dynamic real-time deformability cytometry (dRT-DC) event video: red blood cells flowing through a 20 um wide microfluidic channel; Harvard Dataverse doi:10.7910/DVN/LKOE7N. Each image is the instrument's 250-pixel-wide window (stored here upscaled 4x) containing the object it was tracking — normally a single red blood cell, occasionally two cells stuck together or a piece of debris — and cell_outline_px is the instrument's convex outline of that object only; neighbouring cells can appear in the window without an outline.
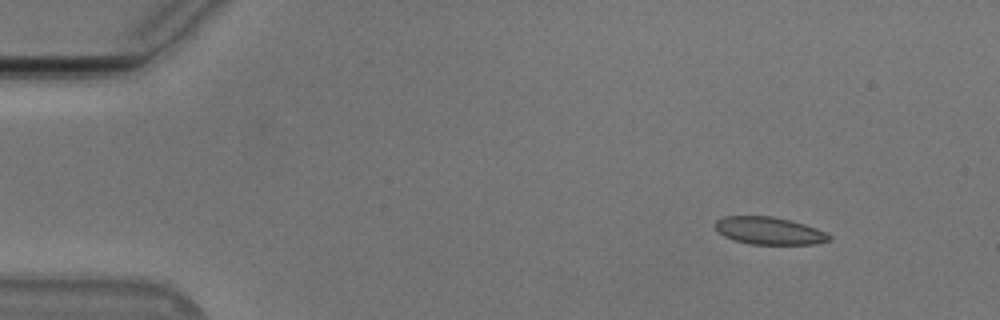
{"species": "Egyptian fruit bat (a non-hibernating species)", "species_latin": "Rousettus aegyptiacus", "temperature_condition": "cold", "stored_images_in_passage": 49, "camera_frame_rate_fps": 3000, "um_per_image_px": 0.085, "animal": {"sex": "male"}, "frame": {"image": 1, "passage_image": 1, "time_ms": 0.0, "image_size_px": [1000, 320], "cell_outline_px": [[832, 240], [816, 244], [748, 244], [732, 240], [716, 232], [712, 224], [716, 220], [724, 216], [772, 216], [792, 220], [816, 228], [832, 236]], "centroid_in_image_um": [65.33, 19.61], "position_along_channel_um": 19.7, "area_um2": 18.61}}
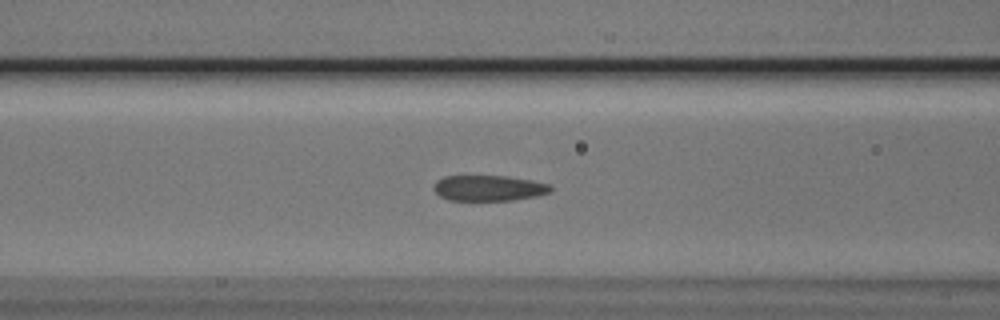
{"frame": {"image": 2, "passage_image": 17, "time_ms": 5.333, "image_size_px": [1000, 320], "cell_outline_px": [[552, 192], [536, 196], [512, 200], [448, 200], [440, 196], [432, 188], [436, 180], [444, 176], [508, 176], [532, 180], [548, 184], [552, 188]], "centroid_in_image_um": [41.53, 15.98], "position_along_channel_um": 125.1, "area_um2": 17.51}}
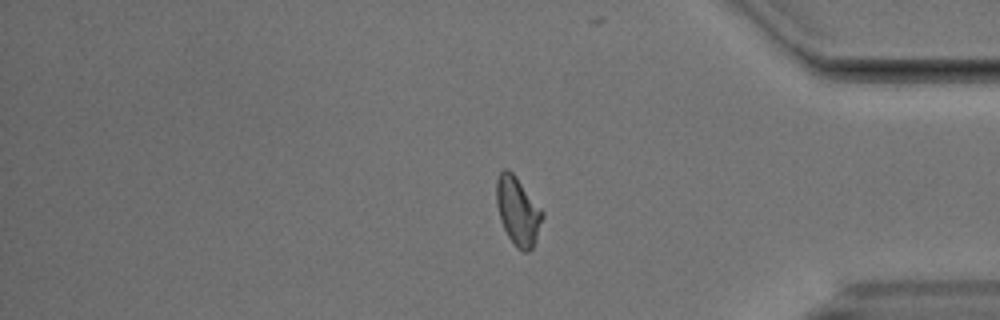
{"frame": {"image": 3, "passage_image": 40, "time_ms": 13.0, "image_size_px": [1000, 320], "cell_outline_px": [[544, 216], [536, 240], [532, 248], [528, 252], [524, 252], [516, 248], [508, 236], [500, 220], [496, 204], [496, 180], [500, 172], [504, 168], [508, 168], [516, 176], [544, 212]], "centroid_in_image_um": [44.01, 17.94], "position_along_channel_um": 391.2, "area_um2": 18.44}, "authors_computed_cell_mechanics": {"area_um2": 18.207, "velocity_mm_per_s": 3.7638, "shape_relaxation_time_tau1_ms": 3.6102, "shape_relaxation_time_tau2_ms": 1.1624, "deformation_change_tau1": 0.1238, "deformation_change_tau2": 0.0718}}